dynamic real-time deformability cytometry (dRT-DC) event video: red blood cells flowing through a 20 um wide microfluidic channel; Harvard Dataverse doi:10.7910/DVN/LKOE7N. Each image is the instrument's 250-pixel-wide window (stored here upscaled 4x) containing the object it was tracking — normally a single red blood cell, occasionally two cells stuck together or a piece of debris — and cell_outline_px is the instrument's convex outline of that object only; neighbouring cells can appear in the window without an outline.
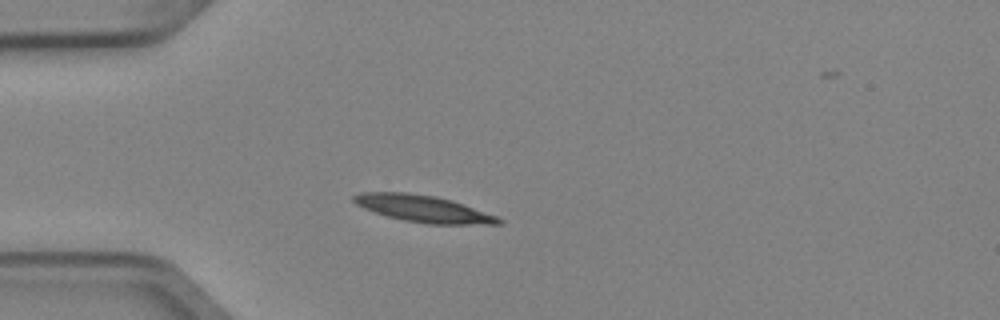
{"species": "Egyptian fruit bat (a non-hibernating species)", "species_latin": "Rousettus aegyptiacus", "temperature_condition": "cold", "stored_images_in_passage": 3, "camera_frame_rate_fps": 3000, "um_per_image_px": 0.085, "animal": {"sex": "female"}, "frame": {"image": 1, "passage_image": 2, "time_ms": 0.333, "image_size_px": [1000, 320], "cell_outline_px": [[504, 224], [428, 224], [404, 220], [388, 216], [364, 208], [356, 204], [352, 200], [352, 196], [360, 192], [408, 192], [436, 196], [452, 200], [496, 216], [504, 220]], "centroid_in_image_um": [35.98, 17.73], "position_along_channel_um": 49.0, "area_um2": 22.54}}